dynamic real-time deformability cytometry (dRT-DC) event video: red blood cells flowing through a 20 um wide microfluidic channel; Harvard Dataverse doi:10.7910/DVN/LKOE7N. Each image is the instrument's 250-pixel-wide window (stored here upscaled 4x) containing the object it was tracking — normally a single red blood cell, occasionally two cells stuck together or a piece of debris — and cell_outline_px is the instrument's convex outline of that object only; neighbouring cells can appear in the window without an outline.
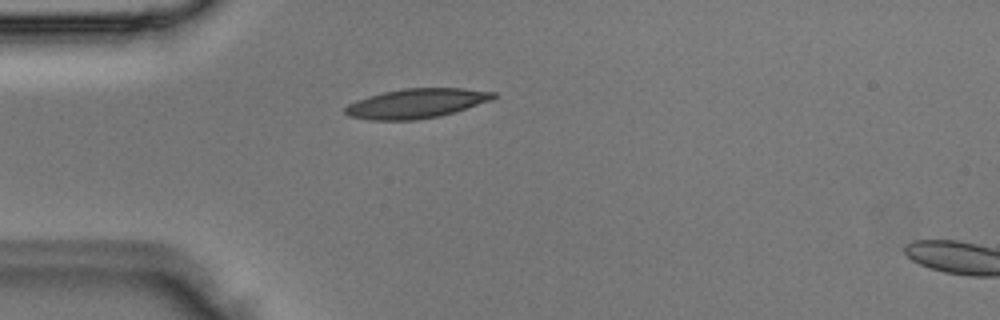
{"species": "Egyptian fruit bat (a non-hibernating species)", "species_latin": "Rousettus aegyptiacus", "temperature_condition": "room temperature", "stored_images_in_passage": 2, "segment_of_instrument_passage": [1, 2], "camera_frame_rate_fps": 3000, "um_per_image_px": 0.085, "animal": {"sex": "male"}, "frame": {"image": 1, "passage_image": 1, "time_ms": 0.0, "image_size_px": [1000, 320], "cell_outline_px": [[496, 96], [492, 100], [440, 116], [416, 120], [368, 120], [348, 116], [344, 112], [344, 108], [348, 104], [368, 96], [384, 92], [404, 88], [464, 88], [496, 92]], "centroid_in_image_um": [35.38, 8.79], "position_along_channel_um": 49.6, "area_um2": 25.49}}